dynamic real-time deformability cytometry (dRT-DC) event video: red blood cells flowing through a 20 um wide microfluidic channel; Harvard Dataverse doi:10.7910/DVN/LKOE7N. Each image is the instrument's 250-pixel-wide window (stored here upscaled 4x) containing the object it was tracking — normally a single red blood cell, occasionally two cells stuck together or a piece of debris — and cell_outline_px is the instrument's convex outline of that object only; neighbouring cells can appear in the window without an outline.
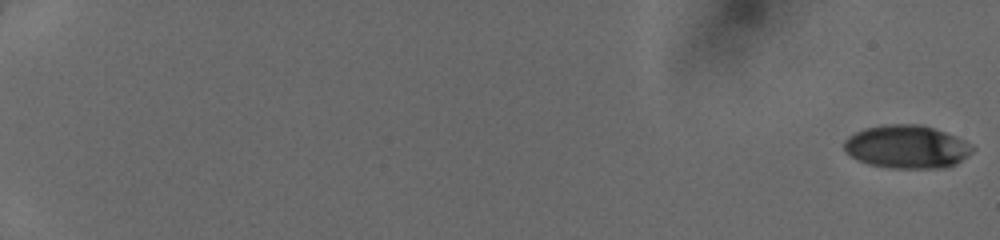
{"species": "human", "species_latin": "Homo sapiens", "temperature_condition": "cold", "stored_images_in_passage": 51, "camera_frame_rate_fps": 3000, "um_per_image_px": 0.085, "donor": {"sex": "female"}, "frame": {"image": 1, "passage_image": 1, "time_ms": 0.0, "image_size_px": [1000, 240], "cell_outline_px": [[976, 148], [968, 156], [956, 164], [944, 168], [888, 168], [868, 164], [856, 160], [844, 152], [844, 140], [848, 136], [864, 128], [884, 124], [920, 124], [956, 136], [972, 144]], "centroid_in_image_um": [77.07, 12.48], "position_along_channel_um": 7.9, "area_um2": 32.66}}
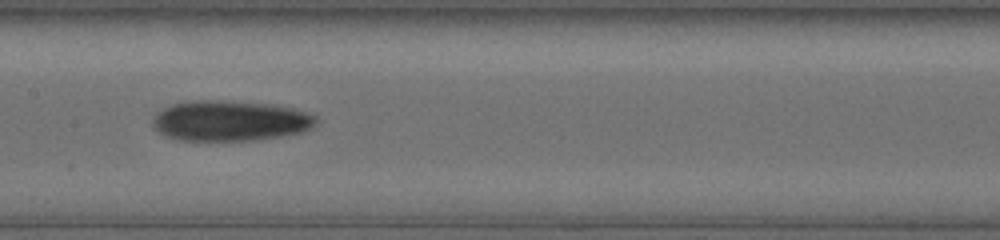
{"frame": {"image": 2, "passage_image": 30, "time_ms": 9.667, "image_size_px": [1000, 240], "cell_outline_px": [[320, 120], [312, 128], [304, 132], [280, 136], [252, 140], [180, 140], [168, 136], [160, 132], [152, 124], [152, 116], [156, 112], [172, 104], [196, 100], [212, 100], [272, 104], [292, 108], [308, 112], [316, 116]], "centroid_in_image_um": [19.59, 10.26], "position_along_channel_um": 187.8, "area_um2": 38.49}}
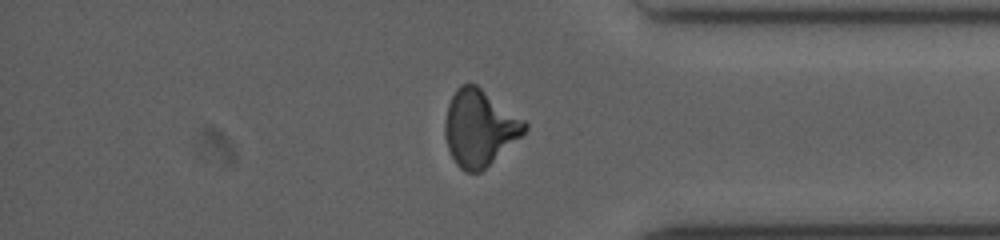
{"frame": {"image": 3, "passage_image": 45, "time_ms": 14.667, "image_size_px": [1000, 240], "cell_outline_px": [[528, 128], [520, 136], [480, 172], [464, 172], [456, 164], [448, 148], [444, 132], [444, 120], [448, 104], [456, 88], [460, 84], [476, 84], [524, 120], [528, 124]], "centroid_in_image_um": [40.72, 10.86], "position_along_channel_um": 394.5, "area_um2": 34.91}}